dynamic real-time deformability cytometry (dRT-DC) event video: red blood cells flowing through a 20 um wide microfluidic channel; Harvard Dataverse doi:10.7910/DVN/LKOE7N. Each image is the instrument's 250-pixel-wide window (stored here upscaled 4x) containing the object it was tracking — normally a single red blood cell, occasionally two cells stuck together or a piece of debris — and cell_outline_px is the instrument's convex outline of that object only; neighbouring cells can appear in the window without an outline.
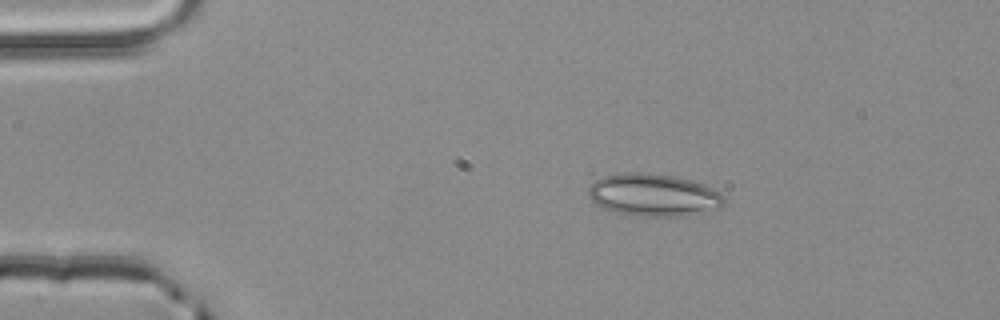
{"species": "common noctule bat (a hibernating species)", "species_latin": "Nyctalus noctula", "temperature_condition": "room temperature", "stored_images_in_passage": 3, "camera_frame_rate_fps": 3000, "um_per_image_px": 0.085, "animal": {"sex": "male", "body_mass_g": 20.4}, "frame": {"image": 1, "passage_image": 2, "time_ms": 0.333, "image_size_px": [1000, 320], "cell_outline_px": [[724, 204], [720, 208], [684, 216], [632, 216], [616, 212], [604, 208], [596, 204], [588, 196], [588, 188], [596, 180], [604, 176], [624, 172], [644, 172], [676, 176], [692, 180], [704, 184], [720, 192], [724, 196]], "centroid_in_image_um": [55.56, 16.57], "position_along_channel_um": 29.4, "area_um2": 33.81}}